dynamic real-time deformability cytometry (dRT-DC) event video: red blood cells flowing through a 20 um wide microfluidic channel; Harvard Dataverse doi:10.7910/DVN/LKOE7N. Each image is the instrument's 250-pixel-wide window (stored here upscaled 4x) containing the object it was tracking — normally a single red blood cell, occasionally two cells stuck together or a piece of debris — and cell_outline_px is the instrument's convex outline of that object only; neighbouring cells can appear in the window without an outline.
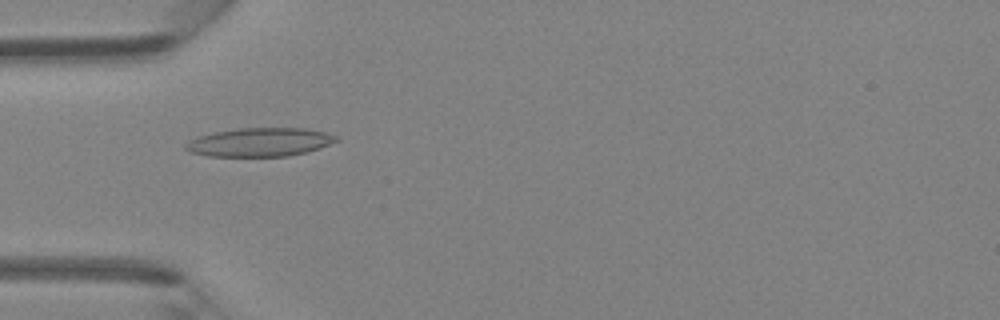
{"species": "Egyptian fruit bat (a non-hibernating species)", "species_latin": "Rousettus aegyptiacus", "temperature_condition": "room temperature", "stored_images_in_passage": 44, "camera_frame_rate_fps": 3000, "um_per_image_px": 0.085, "animal": {"sex": "female"}, "frame": {"image": 1, "passage_image": 13, "time_ms": 4.0, "image_size_px": [1000, 320], "cell_outline_px": [[340, 140], [320, 148], [308, 152], [288, 156], [208, 156], [192, 152], [184, 148], [184, 144], [188, 140], [212, 132], [240, 128], [304, 128], [324, 132], [340, 136]], "centroid_in_image_um": [22.11, 12.08], "position_along_channel_um": 62.9, "area_um2": 25.26}}
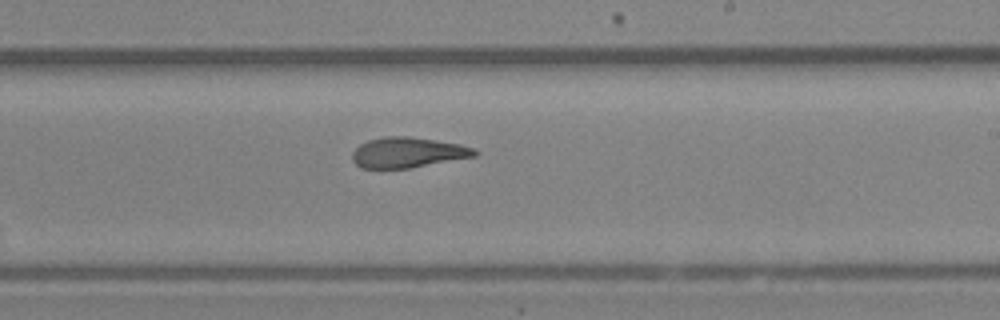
{"frame": {"image": 2, "passage_image": 26, "time_ms": 8.333, "image_size_px": [1000, 320], "cell_outline_px": [[480, 152], [476, 156], [408, 168], [360, 168], [352, 160], [352, 152], [360, 144], [368, 140], [384, 136], [408, 136], [460, 144], [476, 148]], "centroid_in_image_um": [34.67, 12.95], "position_along_channel_um": 254.3, "area_um2": 21.68}}
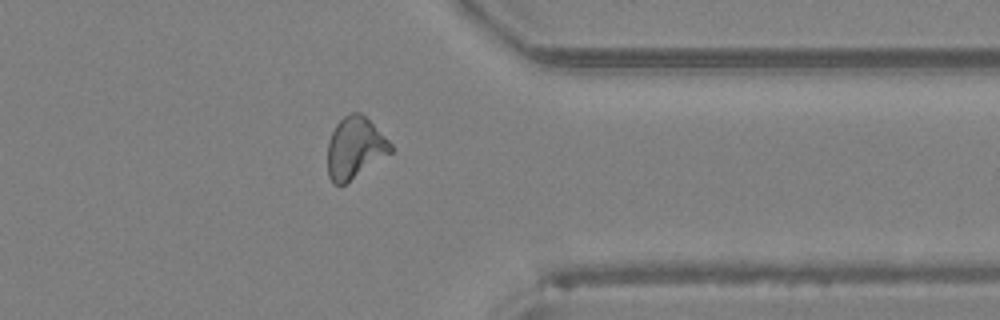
{"frame": {"image": 3, "passage_image": 35, "time_ms": 11.333, "image_size_px": [1000, 320], "cell_outline_px": [[392, 152], [344, 184], [332, 184], [328, 176], [328, 140], [336, 124], [344, 116], [352, 112], [360, 112], [392, 144]], "centroid_in_image_um": [30.14, 12.57], "position_along_channel_um": 381.3, "area_um2": 22.2}}